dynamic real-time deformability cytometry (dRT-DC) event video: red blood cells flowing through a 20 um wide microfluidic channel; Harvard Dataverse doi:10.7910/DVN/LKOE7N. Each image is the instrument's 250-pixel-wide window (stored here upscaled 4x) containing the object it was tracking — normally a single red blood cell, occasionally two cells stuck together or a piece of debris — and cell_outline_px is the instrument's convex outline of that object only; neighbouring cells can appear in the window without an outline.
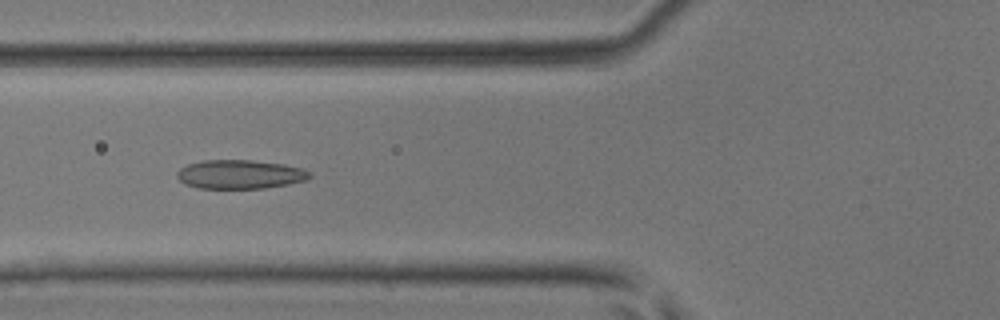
{"species": "common noctule bat (a hibernating species)", "species_latin": "Nyctalus noctula", "temperature_condition": "room temperature", "stored_images_in_passage": 49, "camera_frame_rate_fps": 3000, "um_per_image_px": 0.085, "animal": {"sex": "male", "body_mass_g": 17.9, "forearm_length_mm": 54.2}, "frame": {"image": 1, "passage_image": 19, "time_ms": 6.0, "image_size_px": [1000, 320], "cell_outline_px": [[312, 176], [308, 180], [288, 184], [264, 188], [200, 188], [184, 184], [176, 176], [176, 172], [180, 168], [188, 164], [204, 160], [252, 160], [284, 164], [304, 168], [312, 172]], "centroid_in_image_um": [20.44, 14.81], "position_along_channel_um": 105.4, "area_um2": 22.54}}
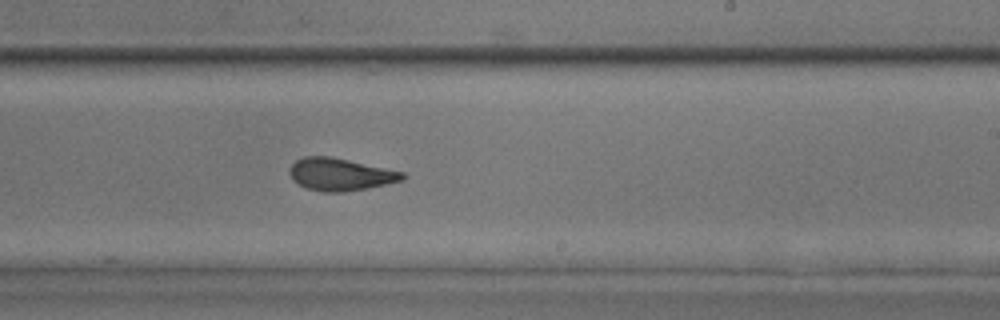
{"frame": {"image": 2, "passage_image": 30, "time_ms": 9.667, "image_size_px": [1000, 320], "cell_outline_px": [[408, 176], [404, 180], [368, 188], [344, 192], [324, 192], [308, 188], [292, 180], [288, 172], [292, 164], [296, 160], [304, 156], [332, 156], [404, 172]], "centroid_in_image_um": [28.94, 14.81], "position_along_channel_um": 260.1, "area_um2": 21.44}}
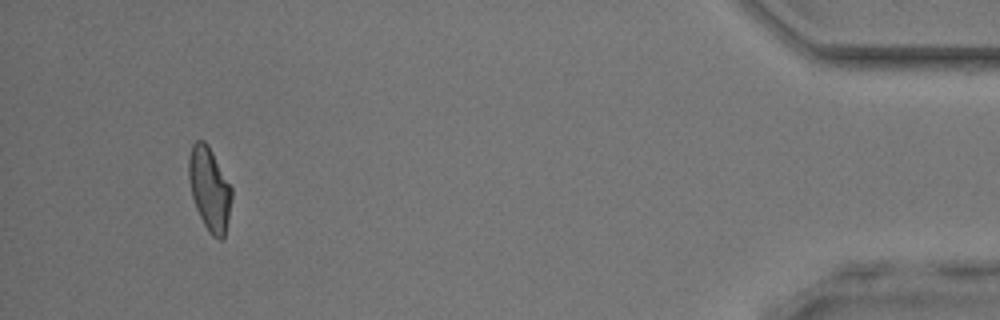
{"frame": {"image": 3, "passage_image": 46, "time_ms": 15.0, "image_size_px": [1000, 320], "cell_outline_px": [[232, 196], [224, 236], [220, 240], [212, 236], [208, 232], [196, 208], [192, 196], [188, 176], [188, 156], [192, 144], [196, 140], [204, 140], [208, 144], [232, 188]], "centroid_in_image_um": [17.78, 16.02], "position_along_channel_um": 417.4, "area_um2": 20.75}, "authors_computed_cell_mechanics": {"area_um2": 21.5016, "velocity_mm_per_s": 4.2341, "shape_relaxation_time_tau1_ms": 8.0605, "shape_relaxation_time_tau2_ms": 1.6322, "deformation_change_tau1": 0.2067, "deformation_change_tau2": 0.0838}}